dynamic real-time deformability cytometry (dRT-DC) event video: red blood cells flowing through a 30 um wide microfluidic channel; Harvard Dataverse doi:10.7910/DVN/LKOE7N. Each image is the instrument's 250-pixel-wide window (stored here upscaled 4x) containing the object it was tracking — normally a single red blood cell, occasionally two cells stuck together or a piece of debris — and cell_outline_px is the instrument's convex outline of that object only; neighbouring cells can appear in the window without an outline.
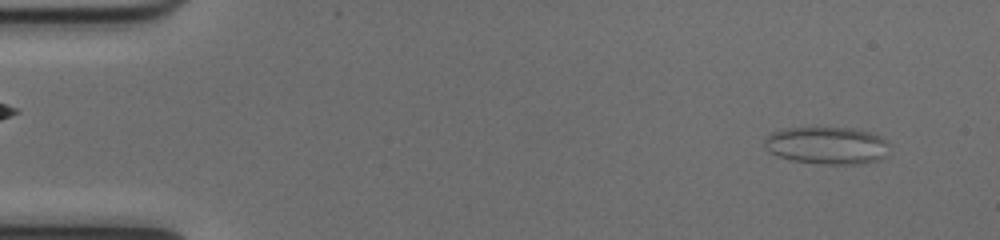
{"species": "common noctule bat (a hibernating species)", "species_latin": "Nyctalus noctula", "temperature_condition": "cold", "stored_images_in_passage": 53, "camera_frame_rate_fps": 3000, "um_per_image_px": 0.085, "animal": {"sex": "female", "body_mass_g": 17.0, "forearm_length_mm": 48.0}, "frame": {"image": 1, "passage_image": 4, "time_ms": 1.0, "image_size_px": [1000, 240], "cell_outline_px": [[884, 140], [880, 156], [876, 160], [852, 164], [828, 164], [796, 160], [780, 156], [772, 152], [768, 148], [768, 140], [776, 132], [792, 128], [848, 128], [864, 132], [876, 136]], "centroid_in_image_um": [70.25, 12.36], "position_along_channel_um": 14.8, "area_um2": 25.03}}
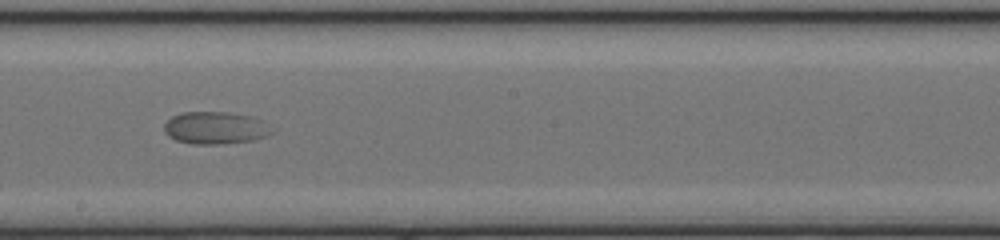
{"frame": {"image": 2, "passage_image": 30, "time_ms": 9.667, "image_size_px": [1000, 240], "cell_outline_px": [[272, 132], [264, 136], [252, 140], [224, 144], [192, 144], [176, 140], [168, 136], [164, 132], [164, 124], [172, 116], [180, 112], [228, 112], [252, 116], [260, 120]], "centroid_in_image_um": [18.22, 10.87], "position_along_channel_um": 230.0, "area_um2": 20.11}}
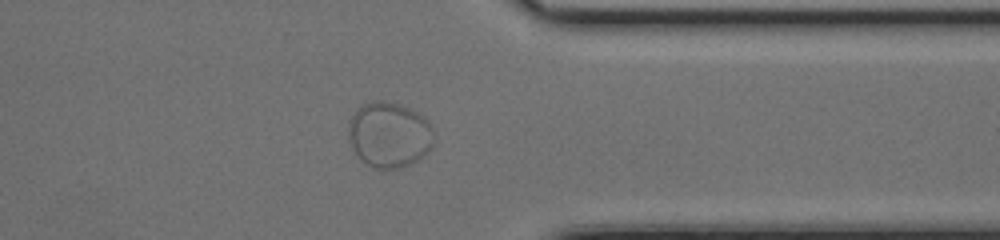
{"frame": {"image": 3, "passage_image": 42, "time_ms": 13.667, "image_size_px": [1000, 240], "cell_outline_px": [[432, 144], [424, 156], [400, 168], [380, 172], [364, 164], [360, 160], [352, 148], [348, 128], [348, 124], [356, 108], [364, 104], [376, 100], [380, 100], [400, 104], [424, 116], [428, 120], [432, 128]], "centroid_in_image_um": [33.05, 11.49], "position_along_channel_um": 378.4, "area_um2": 32.95}}